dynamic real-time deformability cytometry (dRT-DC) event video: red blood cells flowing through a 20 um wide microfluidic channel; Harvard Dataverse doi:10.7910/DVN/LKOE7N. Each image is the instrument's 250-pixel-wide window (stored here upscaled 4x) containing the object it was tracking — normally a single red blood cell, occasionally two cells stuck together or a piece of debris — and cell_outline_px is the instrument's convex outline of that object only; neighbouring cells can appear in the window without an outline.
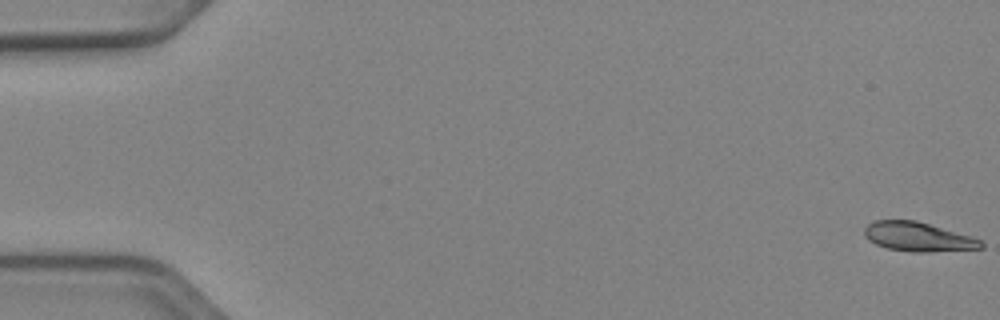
{"species": "Egyptian fruit bat (a non-hibernating species)", "species_latin": "Rousettus aegyptiacus", "temperature_condition": "cold", "stored_images_in_passage": 53, "camera_frame_rate_fps": 3000, "um_per_image_px": 0.085, "animal": {"sex": "female"}, "frame": {"image": 1, "passage_image": 1, "time_ms": 0.0, "image_size_px": [1000, 320], "cell_outline_px": [[984, 248], [928, 252], [912, 252], [888, 248], [876, 244], [868, 240], [864, 236], [864, 228], [868, 224], [876, 220], [916, 220], [972, 236], [980, 240], [984, 244]], "centroid_in_image_um": [78.04, 20.13], "position_along_channel_um": 7.0, "area_um2": 19.88}}
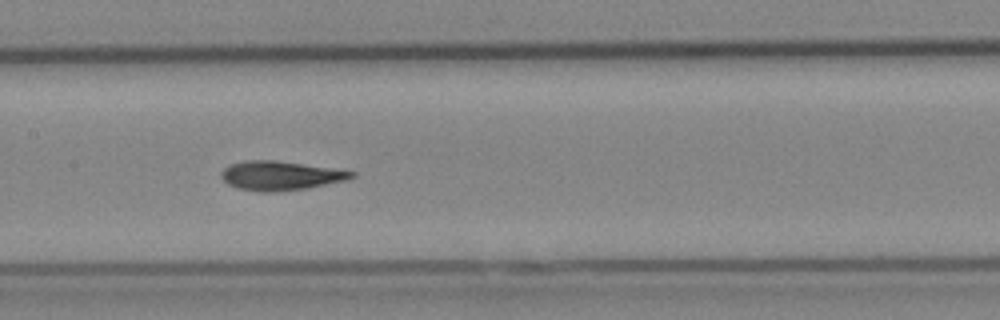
{"frame": {"image": 2, "passage_image": 27, "time_ms": 8.667, "image_size_px": [1000, 320], "cell_outline_px": [[356, 176], [344, 180], [308, 188], [272, 192], [260, 192], [236, 188], [228, 184], [220, 176], [220, 172], [228, 164], [248, 160], [276, 160], [356, 172]], "centroid_in_image_um": [23.77, 14.93], "position_along_channel_um": 183.6, "area_um2": 22.02}}
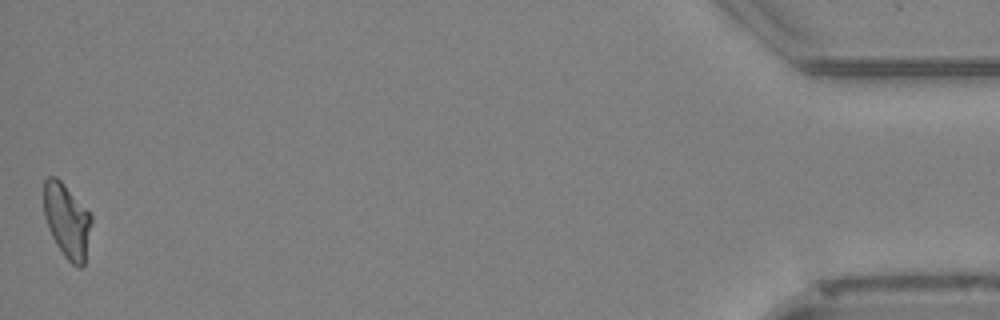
{"frame": {"image": 3, "passage_image": 53, "time_ms": 17.333, "image_size_px": [1000, 320], "cell_outline_px": [[92, 220], [84, 264], [80, 268], [76, 268], [64, 256], [56, 244], [48, 228], [44, 216], [44, 180], [48, 176], [56, 176], [64, 184], [92, 216]], "centroid_in_image_um": [5.68, 18.77], "position_along_channel_um": 429.5, "area_um2": 20.46}, "authors_computed_cell_mechanics": {"area_um2": 21.1548, "velocity_mm_per_s": 3.8948, "shape_relaxation_time_tau1_ms": 4.129, "shape_relaxation_time_tau2_ms": 2.5836, "deformation_change_tau1": 0.1412, "deformation_change_tau2": 0.0778}}